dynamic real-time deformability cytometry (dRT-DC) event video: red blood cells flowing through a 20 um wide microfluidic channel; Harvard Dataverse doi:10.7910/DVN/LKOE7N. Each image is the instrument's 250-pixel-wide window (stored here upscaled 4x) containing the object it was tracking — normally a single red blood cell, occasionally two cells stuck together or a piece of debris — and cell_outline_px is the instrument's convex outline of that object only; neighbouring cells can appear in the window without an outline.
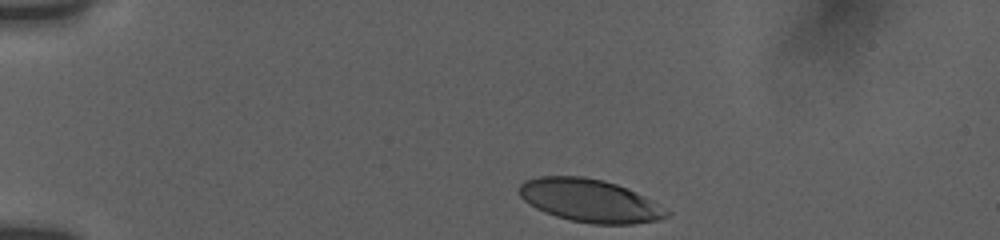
{"species": "human", "species_latin": "Homo sapiens", "temperature_condition": "room temperature", "stored_images_in_passage": 37, "camera_frame_rate_fps": 3000, "um_per_image_px": 0.085, "donor": {"sex": "female"}, "frame": {"image": 1, "passage_image": 1, "time_ms": 0.0, "image_size_px": [1000, 240], "cell_outline_px": [[672, 212], [668, 216], [660, 220], [632, 224], [592, 224], [572, 220], [556, 216], [544, 212], [536, 208], [524, 200], [520, 196], [520, 184], [524, 180], [540, 176], [584, 176], [604, 180], [628, 188], [652, 200]], "centroid_in_image_um": [50.16, 17.05], "position_along_channel_um": 34.8, "area_um2": 36.99}}
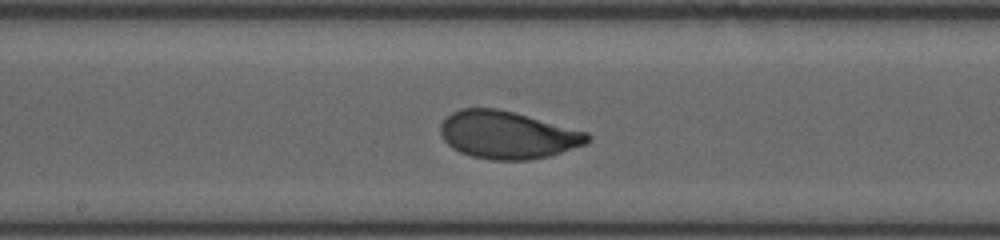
{"frame": {"image": 2, "passage_image": 20, "time_ms": 6.333, "image_size_px": [1000, 240], "cell_outline_px": [[592, 140], [588, 144], [548, 156], [528, 160], [492, 160], [472, 156], [460, 152], [452, 148], [444, 140], [440, 132], [440, 124], [452, 112], [460, 108], [496, 108], [512, 112], [588, 132], [592, 136]], "centroid_in_image_um": [43.16, 11.47], "position_along_channel_um": 205.0, "area_um2": 40.75}}
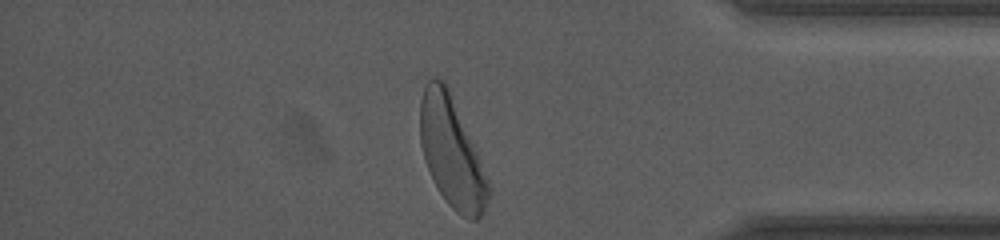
{"frame": {"image": 3, "passage_image": 37, "time_ms": 12.0, "image_size_px": [1000, 240], "cell_outline_px": [[492, 192], [484, 212], [476, 220], [472, 220], [460, 216], [448, 204], [436, 188], [424, 160], [420, 144], [420, 100], [424, 84], [428, 80], [436, 76], [444, 80], [480, 160], [492, 188]], "centroid_in_image_um": [38.38, 12.99], "position_along_channel_um": 396.8, "area_um2": 43.75}, "authors_computed_cell_mechanics": {"area_um2": 40.46, "velocity_mm_per_s": 3.7517, "shape_relaxation_time_tau1_ms": 2.7208, "shape_relaxation_time_tau2_ms": 0.8555, "deformation_change_tau1": 0.1296, "deformation_change_tau2": 0.0573}}